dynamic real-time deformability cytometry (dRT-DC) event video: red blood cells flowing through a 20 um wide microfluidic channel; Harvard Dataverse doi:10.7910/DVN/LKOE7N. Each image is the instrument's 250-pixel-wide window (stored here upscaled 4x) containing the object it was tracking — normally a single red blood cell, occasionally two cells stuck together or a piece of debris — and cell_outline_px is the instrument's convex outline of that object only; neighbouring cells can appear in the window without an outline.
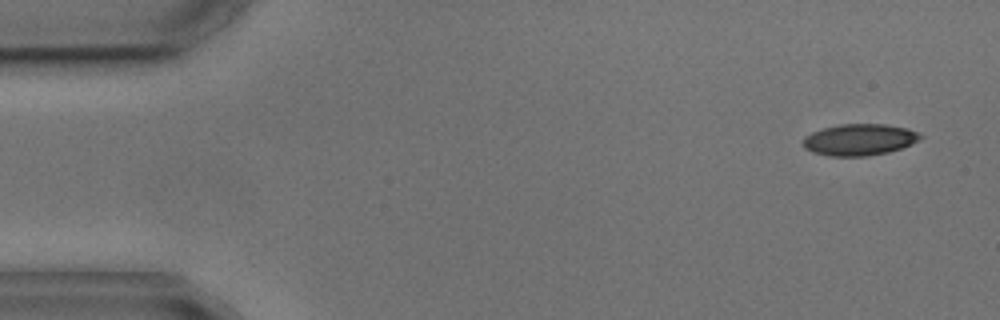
{"species": "common noctule bat (a hibernating species)", "species_latin": "Nyctalus noctula", "temperature_condition": "cold", "stored_images_in_passage": 9, "camera_frame_rate_fps": 3000, "um_per_image_px": 0.085, "animal": {"sex": "male", "body_mass_g": 17.9, "forearm_length_mm": 54.2}, "frame": {"image": 1, "passage_image": 1, "time_ms": 0.0, "image_size_px": [1000, 320], "cell_outline_px": [[924, 136], [920, 140], [912, 144], [888, 152], [868, 156], [828, 156], [812, 152], [804, 148], [804, 136], [812, 132], [824, 128], [840, 124], [884, 124], [908, 128]], "centroid_in_image_um": [73.06, 11.87], "position_along_channel_um": 11.9, "area_um2": 21.56}}
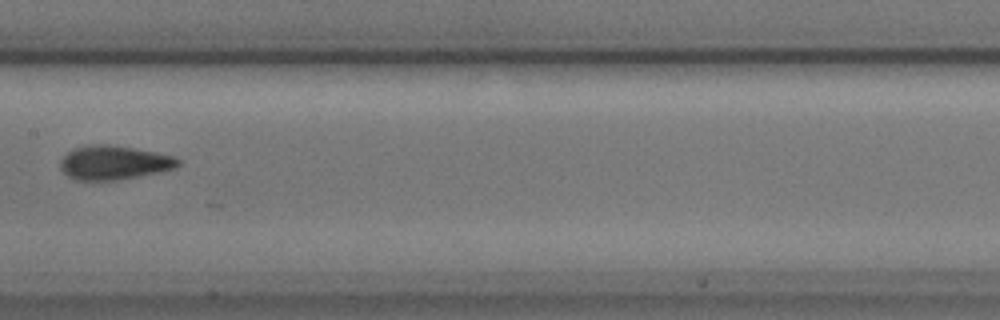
{"frame": {"image": 2, "passage_image": 7, "time_ms": 8.0, "image_size_px": [1000, 320], "cell_outline_px": [[180, 164], [172, 168], [156, 172], [116, 180], [76, 180], [68, 176], [60, 168], [60, 160], [72, 148], [88, 144], [108, 144], [156, 152], [172, 156], [180, 160]], "centroid_in_image_um": [9.62, 13.81], "position_along_channel_um": 197.8, "area_um2": 23.06}}
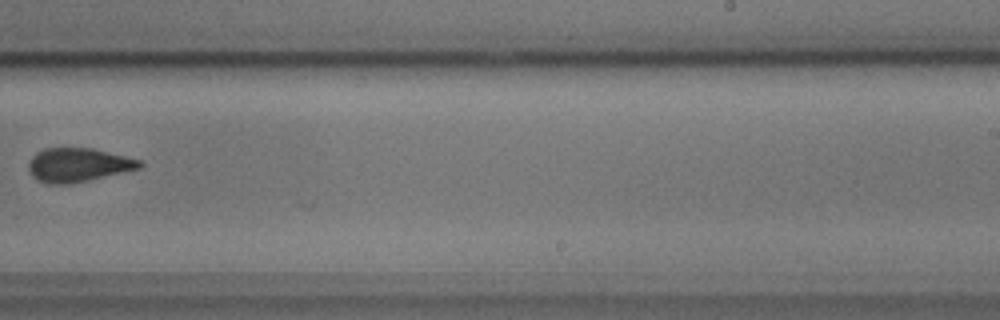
{"frame": {"image": 3, "passage_image": 9, "time_ms": 10.333, "image_size_px": [1000, 320], "cell_outline_px": [[144, 164], [140, 168], [88, 180], [68, 184], [48, 184], [32, 176], [28, 168], [28, 164], [32, 156], [36, 152], [44, 148], [92, 148], [144, 160]], "centroid_in_image_um": [6.66, 14.0], "position_along_channel_um": 282.3, "area_um2": 21.91}}